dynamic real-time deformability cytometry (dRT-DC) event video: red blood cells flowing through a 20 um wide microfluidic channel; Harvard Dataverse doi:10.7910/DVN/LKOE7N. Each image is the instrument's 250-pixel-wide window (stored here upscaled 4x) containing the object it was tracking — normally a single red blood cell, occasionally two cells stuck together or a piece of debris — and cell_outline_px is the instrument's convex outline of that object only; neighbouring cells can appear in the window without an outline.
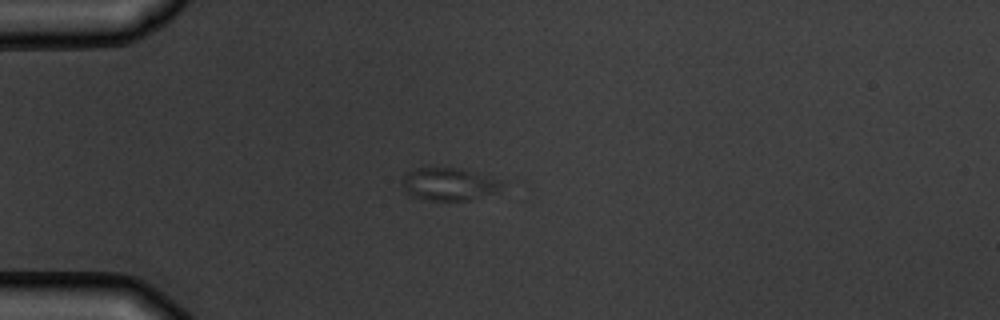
{"species": "common noctule bat (a hibernating species)", "species_latin": "Nyctalus noctula", "temperature_condition": "warm", "stored_images_in_passage": 6, "camera_frame_rate_fps": 3000, "um_per_image_px": 0.085, "animal": {"sex": "male", "body_mass_g": 19.5, "forearm_length_mm": 54.6}, "frame": {"image": 1, "passage_image": 4, "time_ms": 3.667, "image_size_px": [1000, 320], "cell_outline_px": [[500, 184], [496, 192], [468, 200], [424, 200], [412, 196], [404, 192], [400, 184], [404, 176], [408, 172], [416, 168], [460, 168], [500, 180]], "centroid_in_image_um": [38.05, 15.66], "position_along_channel_um": 46.9, "area_um2": 18.73}}
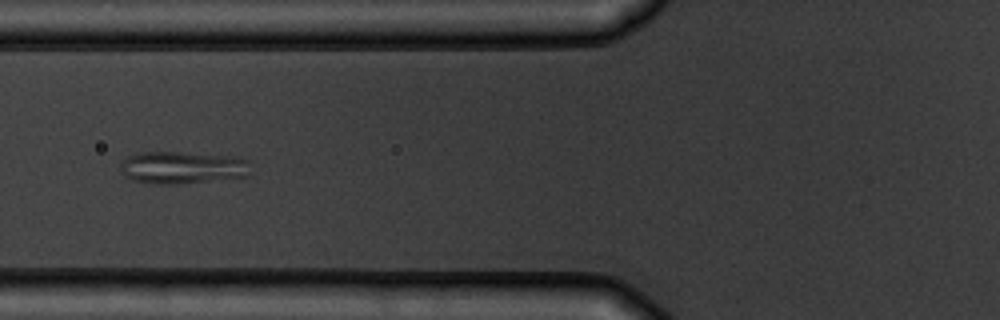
{"frame": {"image": 2, "passage_image": 6, "time_ms": 6.0, "image_size_px": [1000, 320], "cell_outline_px": [[252, 160], [248, 176], [176, 184], [156, 184], [132, 180], [124, 176], [120, 172], [120, 164], [124, 156], [136, 152], [180, 152], [236, 156]], "centroid_in_image_um": [15.49, 14.22], "position_along_channel_um": 110.3, "area_um2": 25.09}}